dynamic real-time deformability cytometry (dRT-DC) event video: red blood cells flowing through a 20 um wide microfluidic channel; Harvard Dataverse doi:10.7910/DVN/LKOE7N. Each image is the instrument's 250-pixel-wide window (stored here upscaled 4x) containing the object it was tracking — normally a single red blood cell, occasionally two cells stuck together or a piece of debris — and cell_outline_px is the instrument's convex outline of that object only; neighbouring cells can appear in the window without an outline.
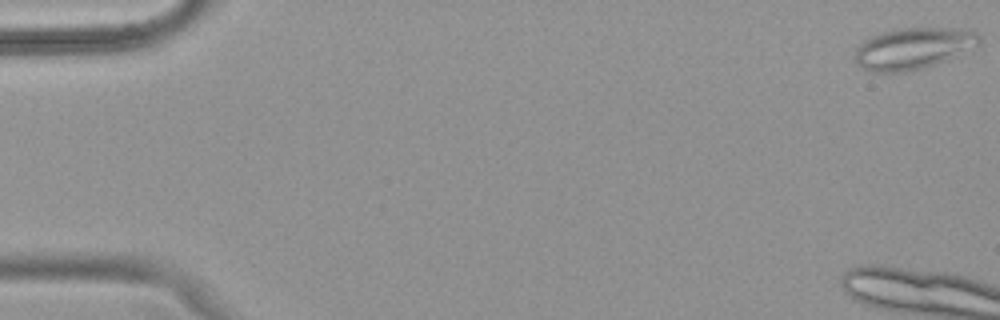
{"species": "common noctule bat (a hibernating species)", "species_latin": "Nyctalus noctula", "temperature_condition": "warm", "stored_images_in_passage": 9, "camera_frame_rate_fps": 3000, "um_per_image_px": 0.085, "animal": {"sex": "female", "body_mass_g": 18.4}, "frame": {"image": 1, "passage_image": 1, "time_ms": 0.0, "image_size_px": [1000, 320], "cell_outline_px": [[980, 48], [924, 68], [908, 72], [872, 72], [856, 64], [852, 56], [856, 48], [864, 40], [880, 32], [896, 28], [972, 28], [980, 36]], "centroid_in_image_um": [77.68, 4.11], "position_along_channel_um": 7.3, "area_um2": 30.98}}